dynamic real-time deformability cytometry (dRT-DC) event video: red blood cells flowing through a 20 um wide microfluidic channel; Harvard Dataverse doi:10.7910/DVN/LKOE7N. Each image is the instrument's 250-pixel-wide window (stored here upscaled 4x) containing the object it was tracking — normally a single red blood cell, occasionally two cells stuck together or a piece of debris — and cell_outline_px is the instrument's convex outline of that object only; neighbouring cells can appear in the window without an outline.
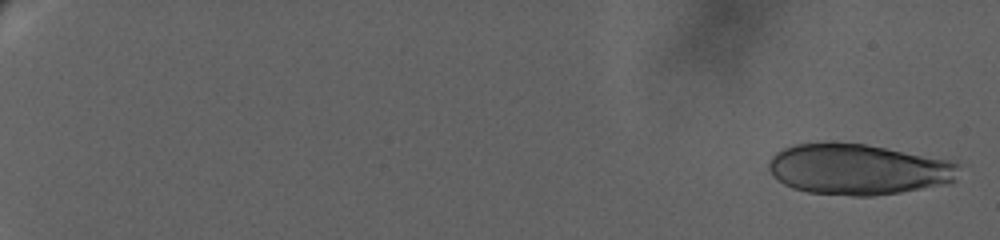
{"species": "human", "species_latin": "Homo sapiens", "temperature_condition": "warm", "stored_images_in_passage": 24, "camera_frame_rate_fps": 3000, "um_per_image_px": 0.085, "donor": {"sex": "female"}, "frame": {"image": 1, "passage_image": 1, "time_ms": 0.0, "image_size_px": [1000, 240], "cell_outline_px": [[956, 180], [948, 184], [900, 192], [872, 196], [852, 196], [808, 192], [792, 188], [776, 180], [772, 176], [768, 168], [768, 164], [772, 156], [776, 152], [792, 144], [864, 144], [948, 160], [956, 164]], "centroid_in_image_um": [72.89, 14.42], "position_along_channel_um": 12.1, "area_um2": 55.6}}
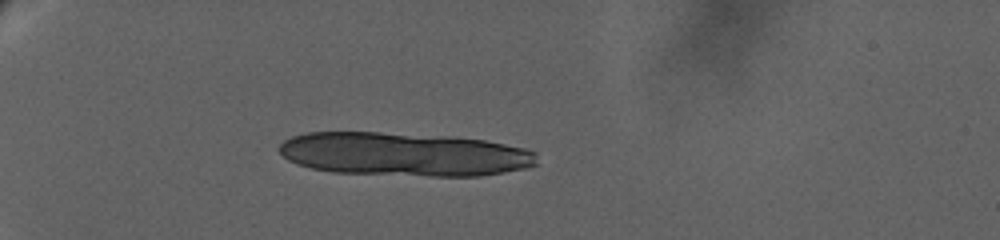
{"frame": {"image": 2, "passage_image": 19, "time_ms": 7.667, "image_size_px": [1000, 240], "cell_outline_px": [[536, 164], [528, 168], [480, 176], [432, 176], [332, 172], [312, 168], [296, 164], [288, 160], [276, 148], [284, 140], [292, 136], [308, 132], [380, 132], [456, 136], [484, 140], [524, 148], [536, 152]], "centroid_in_image_um": [34.34, 13.1], "position_along_channel_um": 50.7, "area_um2": 65.89}}